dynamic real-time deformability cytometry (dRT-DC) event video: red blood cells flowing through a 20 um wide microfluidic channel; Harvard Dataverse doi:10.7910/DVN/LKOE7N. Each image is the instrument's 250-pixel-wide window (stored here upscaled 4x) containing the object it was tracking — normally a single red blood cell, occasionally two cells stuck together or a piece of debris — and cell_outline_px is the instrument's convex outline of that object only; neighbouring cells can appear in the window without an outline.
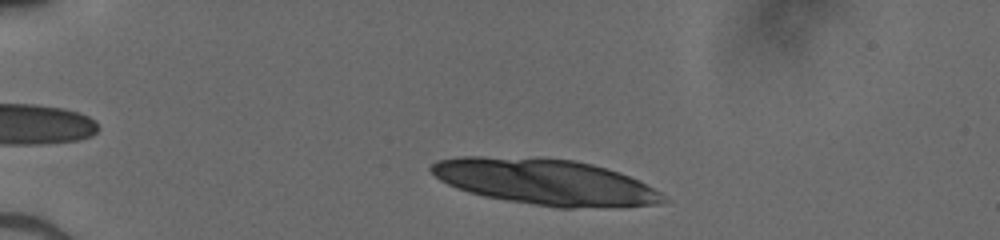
{"species": "human", "species_latin": "Homo sapiens", "temperature_condition": "cold", "stored_images_in_passage": 41, "camera_frame_rate_fps": 3000, "um_per_image_px": 0.085, "donor": {"sex": "male"}, "frame": {"image": 1, "passage_image": 3, "time_ms": 0.667, "image_size_px": [1000, 240], "cell_outline_px": [[668, 200], [664, 204], [620, 208], [560, 208], [508, 200], [484, 196], [468, 192], [456, 188], [440, 180], [428, 168], [436, 160], [460, 156], [480, 156], [576, 160], [592, 164], [620, 172], [640, 180], [660, 192]], "centroid_in_image_um": [46.42, 15.48], "position_along_channel_um": 38.6, "area_um2": 62.37}}